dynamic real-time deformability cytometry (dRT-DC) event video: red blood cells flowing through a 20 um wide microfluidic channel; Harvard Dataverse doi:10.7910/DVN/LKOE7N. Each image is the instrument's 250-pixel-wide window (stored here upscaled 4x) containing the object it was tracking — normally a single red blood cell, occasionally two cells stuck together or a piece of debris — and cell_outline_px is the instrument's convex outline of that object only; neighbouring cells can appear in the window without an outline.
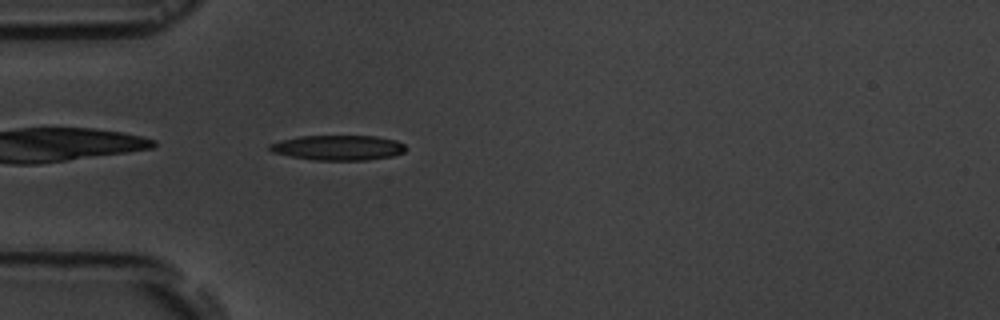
{"species": "common noctule bat (a hibernating species)", "species_latin": "Nyctalus noctula", "temperature_condition": "room temperature", "stored_images_in_passage": 5, "camera_frame_rate_fps": 3000, "um_per_image_px": 0.085, "animal": {"sex": "male", "body_mass_g": 19.5, "forearm_length_mm": 54.6}, "frame": {"image": 1, "passage_image": 5, "time_ms": 4.333, "image_size_px": [1000, 320], "cell_outline_px": [[408, 148], [404, 152], [392, 156], [364, 160], [312, 160], [272, 152], [268, 148], [268, 144], [280, 140], [300, 136], [376, 136], [396, 140], [404, 144]], "centroid_in_image_um": [28.75, 12.55], "position_along_channel_um": 56.3, "area_um2": 19.88}}